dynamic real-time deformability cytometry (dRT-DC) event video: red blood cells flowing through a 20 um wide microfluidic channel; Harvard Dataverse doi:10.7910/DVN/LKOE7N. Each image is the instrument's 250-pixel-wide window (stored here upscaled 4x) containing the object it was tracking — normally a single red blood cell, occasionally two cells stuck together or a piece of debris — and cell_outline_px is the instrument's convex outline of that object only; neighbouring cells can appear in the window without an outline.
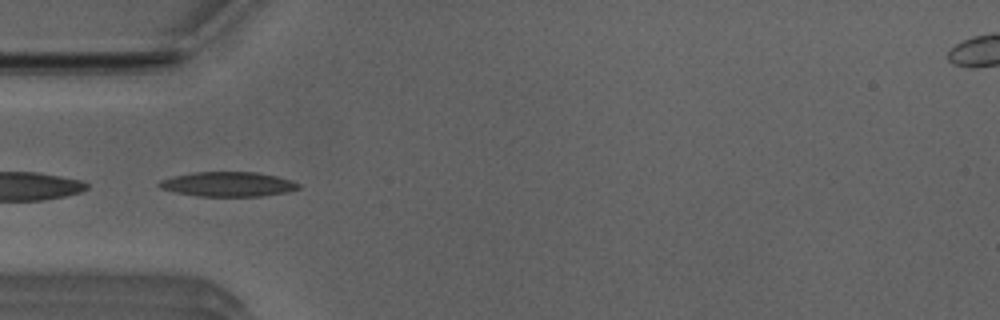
{"species": "Egyptian fruit bat (a non-hibernating species)", "species_latin": "Rousettus aegyptiacus", "temperature_condition": "room temperature", "stored_images_in_passage": 37, "camera_frame_rate_fps": 3000, "um_per_image_px": 0.085, "animal": {"sex": "male"}, "frame": {"image": 1, "passage_image": 1, "time_ms": 0.0, "image_size_px": [1000, 320], "cell_outline_px": [[300, 188], [288, 192], [260, 196], [196, 196], [176, 192], [160, 188], [156, 184], [160, 180], [172, 176], [192, 172], [256, 172], [276, 176], [292, 180], [300, 184]], "centroid_in_image_um": [19.37, 15.65], "position_along_channel_um": 65.6, "area_um2": 20.11}}
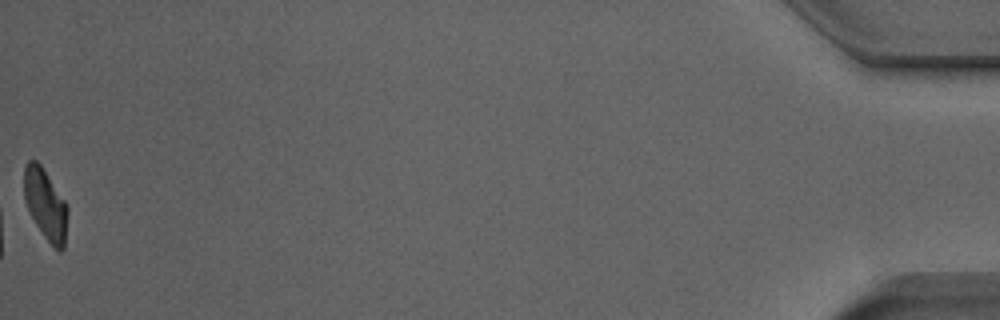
{"frame": {"image": 2, "passage_image": 37, "time_ms": 12.0, "image_size_px": [1000, 320], "cell_outline_px": [[68, 212], [64, 248], [60, 252], [44, 236], [36, 224], [24, 200], [24, 168], [28, 160], [36, 160], [40, 164], [68, 204]], "centroid_in_image_um": [3.88, 17.35], "position_along_channel_um": 431.3, "area_um2": 17.86}, "authors_computed_cell_mechanics": {"area_um2": 18.9584, "velocity_mm_per_s": 3.9358, "shape_relaxation_time_tau1_ms": 4.0982, "shape_relaxation_time_tau2_ms": 2.0301, "deformation_change_tau1": 0.1656, "deformation_change_tau2": 0.0891}}